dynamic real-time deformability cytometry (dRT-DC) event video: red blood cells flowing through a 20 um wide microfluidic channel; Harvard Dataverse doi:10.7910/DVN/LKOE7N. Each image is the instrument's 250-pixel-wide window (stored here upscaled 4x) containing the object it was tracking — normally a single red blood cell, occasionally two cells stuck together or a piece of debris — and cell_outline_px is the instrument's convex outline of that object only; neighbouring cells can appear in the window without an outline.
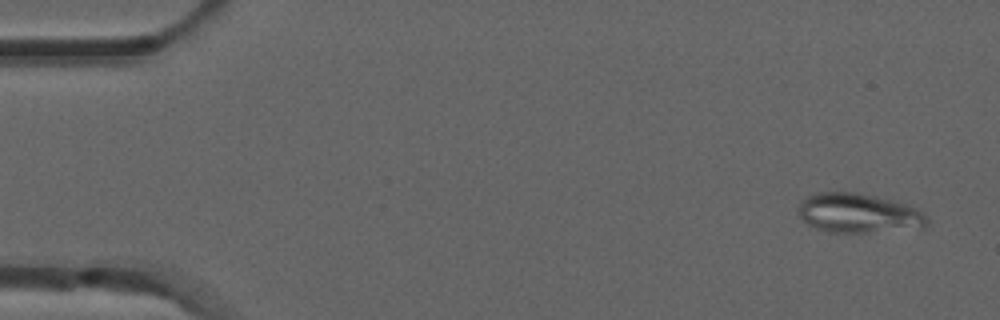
{"species": "common noctule bat (a hibernating species)", "species_latin": "Nyctalus noctula", "temperature_condition": "room temperature", "stored_images_in_passage": 4, "camera_frame_rate_fps": 3000, "um_per_image_px": 0.085, "animal": {"sex": "male", "forearm_length_mm": 52.5}, "frame": {"image": 1, "passage_image": 1, "time_ms": 0.0, "image_size_px": [1000, 320], "cell_outline_px": [[928, 224], [924, 228], [868, 232], [828, 232], [816, 228], [808, 224], [800, 216], [800, 200], [816, 192], [856, 192], [876, 196], [908, 204], [924, 212], [928, 220]], "centroid_in_image_um": [73.02, 18.11], "position_along_channel_um": 12.0, "area_um2": 29.65}}